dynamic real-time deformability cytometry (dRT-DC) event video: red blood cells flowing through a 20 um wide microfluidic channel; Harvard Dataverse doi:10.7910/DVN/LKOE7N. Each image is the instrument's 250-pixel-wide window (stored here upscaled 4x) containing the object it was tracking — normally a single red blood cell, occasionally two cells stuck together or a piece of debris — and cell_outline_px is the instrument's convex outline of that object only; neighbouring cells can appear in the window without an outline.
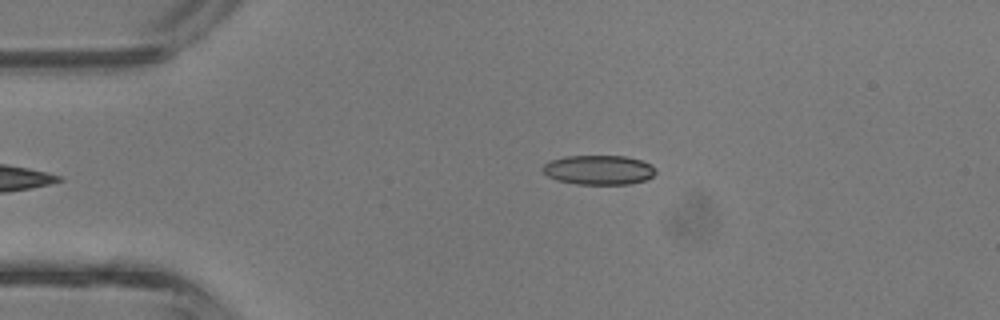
{"species": "common noctule bat (a hibernating species)", "species_latin": "Nyctalus noctula", "temperature_condition": "room temperature", "stored_images_in_passage": 4, "camera_frame_rate_fps": 3000, "um_per_image_px": 0.085, "animal": {"sex": "male", "body_mass_g": 13.3}, "frame": {"image": 1, "passage_image": 4, "time_ms": 1.0, "image_size_px": [1000, 320], "cell_outline_px": [[656, 172], [652, 176], [644, 180], [628, 184], [576, 184], [556, 180], [548, 176], [540, 168], [548, 160], [564, 156], [624, 156], [640, 160], [656, 168]], "centroid_in_image_um": [50.83, 14.44], "position_along_channel_um": 34.2, "area_um2": 19.42}}